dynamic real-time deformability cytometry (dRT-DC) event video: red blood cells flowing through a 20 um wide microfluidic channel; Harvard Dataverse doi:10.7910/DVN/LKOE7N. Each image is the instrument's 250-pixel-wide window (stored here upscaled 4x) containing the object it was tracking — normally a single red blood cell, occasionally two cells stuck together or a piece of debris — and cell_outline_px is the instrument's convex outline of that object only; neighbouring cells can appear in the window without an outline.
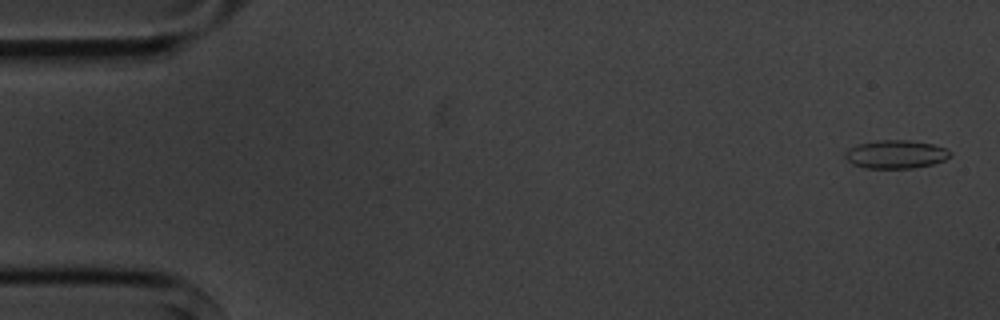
{"species": "common noctule bat (a hibernating species)", "species_latin": "Nyctalus noctula", "temperature_condition": "cold", "stored_images_in_passage": 5, "camera_frame_rate_fps": 3000, "um_per_image_px": 0.085, "animal": {"sex": "male", "body_mass_g": 20.1, "forearm_length_mm": 53.5}, "frame": {"image": 1, "passage_image": 1, "time_ms": 0.0, "image_size_px": [1000, 320], "cell_outline_px": [[952, 156], [944, 160], [932, 164], [912, 168], [864, 168], [852, 164], [844, 156], [844, 152], [848, 148], [860, 144], [880, 140], [908, 140], [932, 144], [944, 148], [952, 152]], "centroid_in_image_um": [76.14, 13.12], "position_along_channel_um": 8.9, "area_um2": 17.28}}